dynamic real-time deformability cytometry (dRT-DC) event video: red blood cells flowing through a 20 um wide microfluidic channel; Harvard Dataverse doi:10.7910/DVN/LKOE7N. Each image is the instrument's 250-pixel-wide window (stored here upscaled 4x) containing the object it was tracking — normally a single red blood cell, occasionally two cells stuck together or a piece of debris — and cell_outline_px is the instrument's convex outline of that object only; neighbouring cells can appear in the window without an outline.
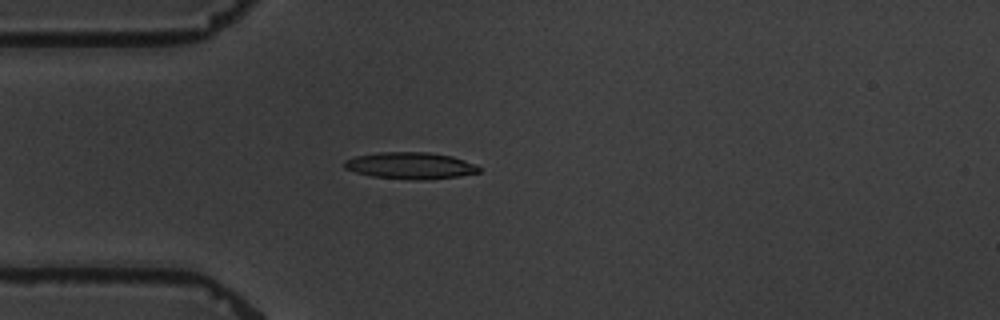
{"species": "common noctule bat (a hibernating species)", "species_latin": "Nyctalus noctula", "temperature_condition": "warm", "stored_images_in_passage": 2, "camera_frame_rate_fps": 3000, "um_per_image_px": 0.085, "animal": {"sex": "male", "body_mass_g": 19.5, "forearm_length_mm": 54.6}, "frame": {"image": 1, "passage_image": 1, "time_ms": 0.0, "image_size_px": [1000, 320], "cell_outline_px": [[480, 172], [460, 176], [424, 180], [408, 180], [372, 176], [356, 172], [344, 168], [344, 160], [356, 156], [376, 152], [428, 152], [452, 156], [476, 164], [480, 168]], "centroid_in_image_um": [34.89, 14.08], "position_along_channel_um": 50.1, "area_um2": 21.1}}